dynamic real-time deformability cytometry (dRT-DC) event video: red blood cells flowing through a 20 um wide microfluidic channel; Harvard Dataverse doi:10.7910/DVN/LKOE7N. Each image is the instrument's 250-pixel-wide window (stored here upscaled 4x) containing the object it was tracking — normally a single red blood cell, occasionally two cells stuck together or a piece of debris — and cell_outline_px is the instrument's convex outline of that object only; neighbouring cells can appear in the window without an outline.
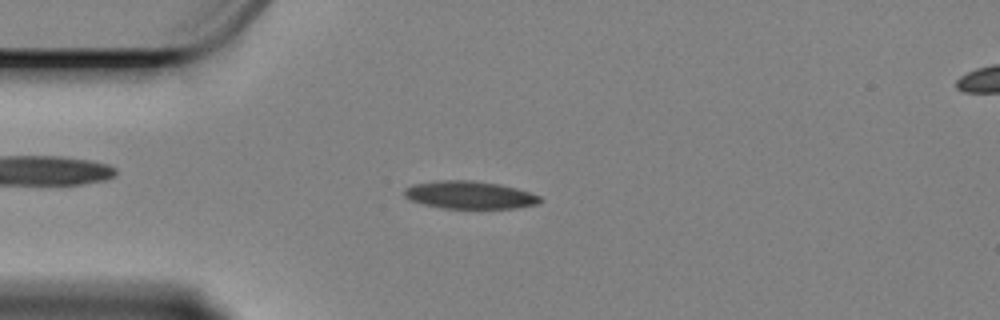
{"species": "Egyptian fruit bat (a non-hibernating species)", "species_latin": "Rousettus aegyptiacus", "temperature_condition": "cold", "stored_images_in_passage": 58, "camera_frame_rate_fps": 3000, "um_per_image_px": 0.085, "animal": {"sex": "female"}, "frame": {"image": 1, "passage_image": 13, "time_ms": 4.0, "image_size_px": [1000, 320], "cell_outline_px": [[544, 200], [536, 204], [516, 208], [444, 208], [424, 204], [408, 200], [404, 196], [404, 188], [412, 184], [436, 180], [472, 180], [500, 184], [516, 188], [540, 196]], "centroid_in_image_um": [39.88, 16.56], "position_along_channel_um": 45.1, "area_um2": 22.02}}
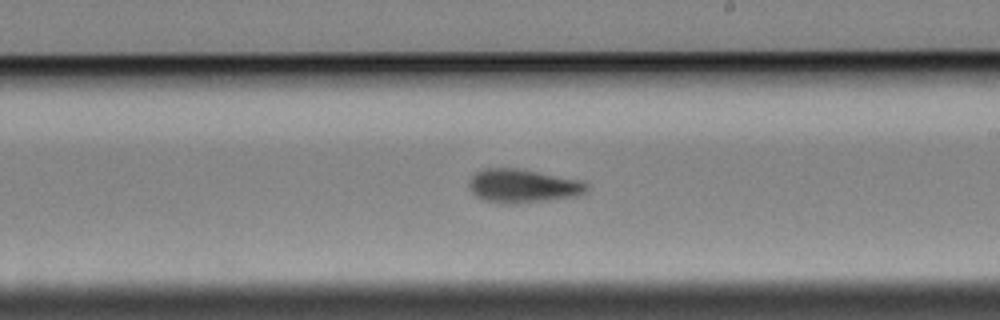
{"frame": {"image": 2, "passage_image": 32, "time_ms": 10.333, "image_size_px": [1000, 320], "cell_outline_px": [[588, 192], [576, 196], [512, 204], [504, 204], [484, 200], [476, 196], [472, 192], [468, 184], [472, 176], [476, 172], [484, 168], [516, 168], [580, 180], [588, 184]], "centroid_in_image_um": [44.43, 15.8], "position_along_channel_um": 244.6, "area_um2": 22.89}}
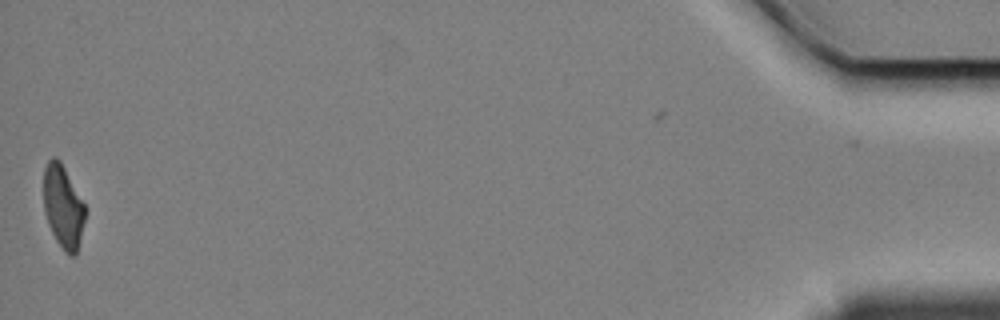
{"frame": {"image": 3, "passage_image": 57, "time_ms": 18.667, "image_size_px": [1000, 320], "cell_outline_px": [[84, 220], [76, 256], [68, 256], [64, 252], [56, 240], [48, 224], [44, 212], [44, 168], [48, 160], [52, 156], [56, 156], [60, 160], [84, 204]], "centroid_in_image_um": [5.34, 17.57], "position_along_channel_um": 429.9, "area_um2": 19.88}, "authors_computed_cell_mechanics": {"area_um2": 21.8773, "velocity_mm_per_s": 3.3764, "shape_relaxation_time_tau1_ms": 5.4466, "shape_relaxation_time_tau2_ms": 4.2589, "deformation_change_tau1": 0.164, "deformation_change_tau2": 0.1054}}